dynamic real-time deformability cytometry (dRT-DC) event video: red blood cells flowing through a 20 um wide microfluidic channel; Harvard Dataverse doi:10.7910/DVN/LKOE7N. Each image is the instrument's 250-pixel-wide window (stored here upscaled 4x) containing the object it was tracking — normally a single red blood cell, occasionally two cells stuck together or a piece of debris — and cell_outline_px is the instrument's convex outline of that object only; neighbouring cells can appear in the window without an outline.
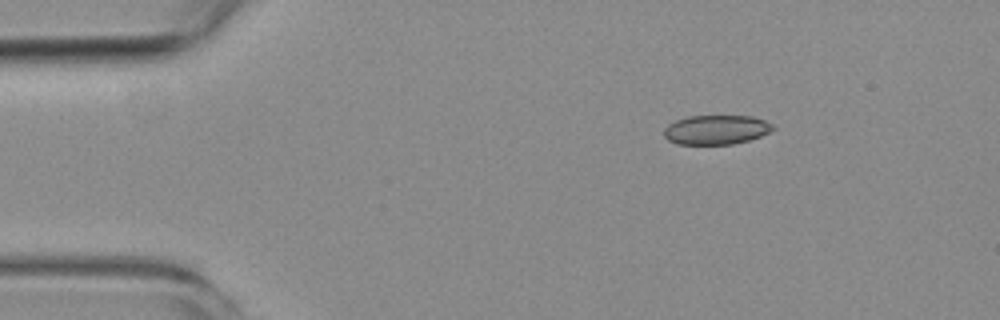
{"species": "common noctule bat (a hibernating species)", "species_latin": "Nyctalus noctula", "temperature_condition": "room temperature", "stored_images_in_passage": 4, "camera_frame_rate_fps": 3000, "um_per_image_px": 0.085, "animal": {"sex": "female", "body_mass_g": 19.3, "forearm_length_mm": 54.1}, "frame": {"image": 1, "passage_image": 1, "time_ms": 0.0, "image_size_px": [1000, 320], "cell_outline_px": [[776, 128], [760, 136], [748, 140], [732, 144], [676, 144], [668, 140], [664, 136], [664, 128], [668, 124], [676, 120], [688, 116], [752, 116], [764, 120], [772, 124]], "centroid_in_image_um": [60.85, 11.02], "position_along_channel_um": 24.1, "area_um2": 18.61}}